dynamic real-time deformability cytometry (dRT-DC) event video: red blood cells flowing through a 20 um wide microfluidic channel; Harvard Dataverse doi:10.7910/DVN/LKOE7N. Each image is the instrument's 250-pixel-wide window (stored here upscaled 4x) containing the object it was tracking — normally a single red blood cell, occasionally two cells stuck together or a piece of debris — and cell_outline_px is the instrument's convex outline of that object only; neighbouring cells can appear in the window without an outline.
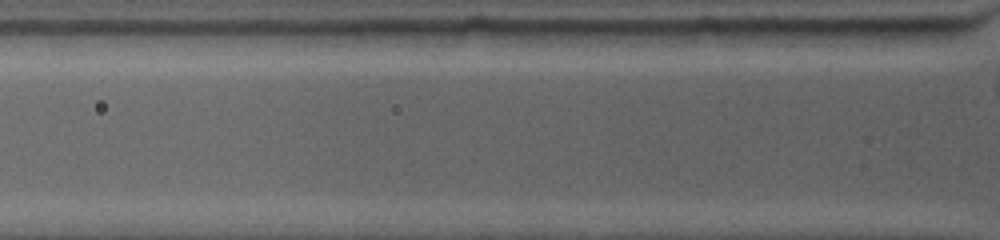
{"species": "common noctule bat (a hibernating species)", "species_latin": "Nyctalus noctula", "temperature_condition": "warm", "stored_images_in_passage": 2, "segment_of_instrument_passage": [2, 2], "camera_frame_rate_fps": 4500, "um_per_image_px": 0.085, "animal": {"sex": "female", "body_mass_g": 19.0, "forearm_length_mm": 53.3}, "frame": {"image": 1, "passage_image": 2, "time_ms": 0.222, "image_size_px": [1000, 240], "cell_outline_px": [[964, 32], [924, 44], [864, 44], [856, 32], [856, 28], [964, 28]], "centroid_in_image_um": [76.92, 2.99], "position_along_channel_um": 48.9, "area_um2": 10.4}}